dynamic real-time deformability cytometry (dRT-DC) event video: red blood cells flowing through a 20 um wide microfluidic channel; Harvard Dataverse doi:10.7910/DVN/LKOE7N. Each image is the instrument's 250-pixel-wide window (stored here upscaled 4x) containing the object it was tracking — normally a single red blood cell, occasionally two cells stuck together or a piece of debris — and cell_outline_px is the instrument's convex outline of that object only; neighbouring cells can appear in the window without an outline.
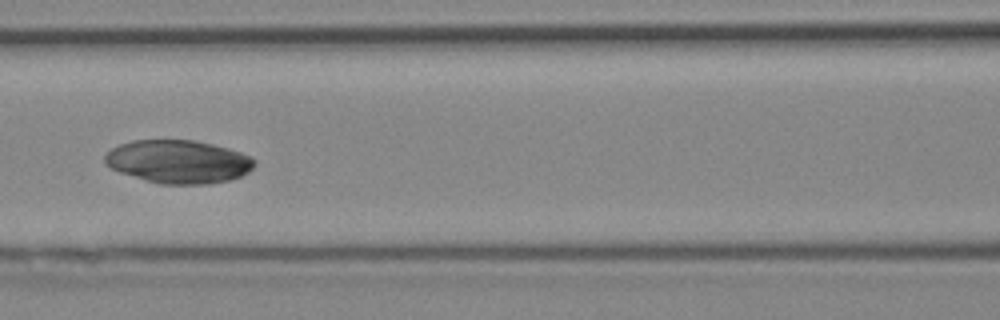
{"species": "Egyptian fruit bat (a non-hibernating species)", "species_latin": "Rousettus aegyptiacus", "temperature_condition": "cold", "stored_images_in_passage": 5, "camera_frame_rate_fps": 3000, "um_per_image_px": 0.085, "animal": {"sex": "female"}, "frame": {"image": 1, "passage_image": 5, "time_ms": 1.333, "image_size_px": [1000, 320], "cell_outline_px": [[256, 164], [248, 172], [240, 176], [228, 180], [208, 184], [160, 184], [120, 172], [104, 164], [104, 156], [112, 148], [120, 144], [132, 140], [192, 140], [212, 144], [228, 148], [240, 152], [256, 160]], "centroid_in_image_um": [15.15, 13.74], "position_along_channel_um": 151.4, "area_um2": 37.51}}